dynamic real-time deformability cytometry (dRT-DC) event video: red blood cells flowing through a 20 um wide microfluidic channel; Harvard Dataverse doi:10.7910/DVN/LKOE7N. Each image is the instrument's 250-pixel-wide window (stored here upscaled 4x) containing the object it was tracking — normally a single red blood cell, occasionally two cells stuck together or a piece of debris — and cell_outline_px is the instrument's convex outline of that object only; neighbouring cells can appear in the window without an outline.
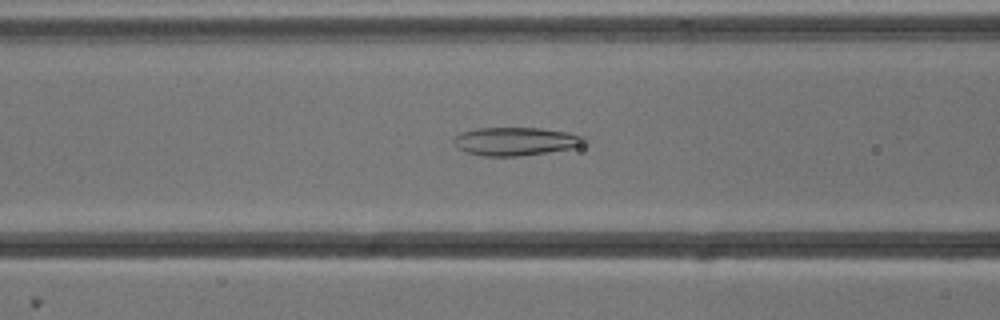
{"species": "common noctule bat (a hibernating species)", "species_latin": "Nyctalus noctula", "temperature_condition": "cold", "stored_images_in_passage": 35, "camera_frame_rate_fps": 3000, "um_per_image_px": 0.085, "animal": {"sex": "male", "body_mass_g": 13.3}, "frame": {"image": 1, "passage_image": 6, "time_ms": 1.667, "image_size_px": [1000, 320], "cell_outline_px": [[588, 144], [572, 148], [548, 152], [520, 156], [484, 156], [468, 152], [460, 148], [452, 140], [460, 132], [476, 128], [540, 128], [568, 132], [584, 136], [588, 140]], "centroid_in_image_um": [43.9, 12.01], "position_along_channel_um": 122.7, "area_um2": 21.56}}
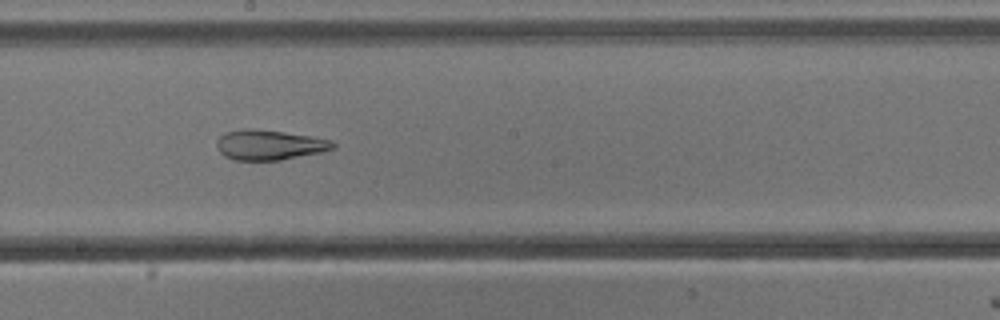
{"frame": {"image": 2, "passage_image": 14, "time_ms": 4.333, "image_size_px": [1000, 320], "cell_outline_px": [[336, 148], [324, 152], [280, 160], [232, 160], [224, 156], [216, 148], [216, 140], [224, 132], [240, 128], [252, 128], [284, 132], [332, 140], [336, 144]], "centroid_in_image_um": [22.87, 12.31], "position_along_channel_um": 225.3, "area_um2": 20.69}}
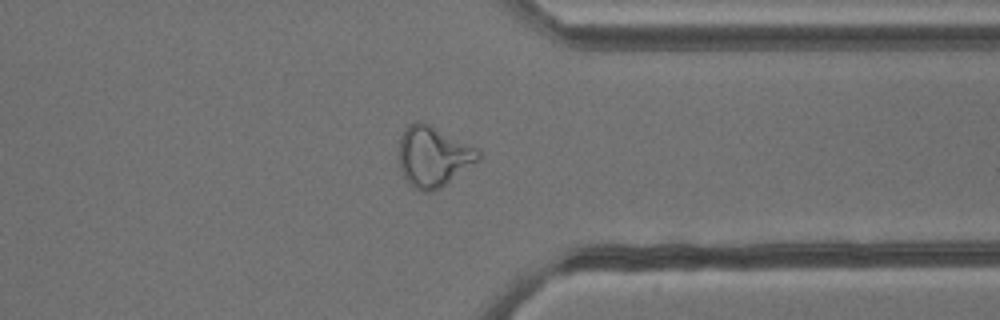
{"frame": {"image": 3, "passage_image": 26, "time_ms": 8.333, "image_size_px": [1000, 320], "cell_outline_px": [[484, 156], [480, 160], [440, 188], [432, 192], [420, 192], [404, 176], [400, 168], [400, 136], [404, 128], [408, 124], [416, 120], [420, 120], [480, 148]], "centroid_in_image_um": [36.88, 13.27], "position_along_channel_um": 374.5, "area_um2": 28.26}, "authors_computed_cell_mechanics": {"area_um2": 21.5594, "velocity_mm_per_s": 3.838, "shape_relaxation_time_tau1_ms": null, "shape_relaxation_time_tau2_ms": 2.6575, "deformation_change_tau1": null, "deformation_change_tau2": 0.1301}}